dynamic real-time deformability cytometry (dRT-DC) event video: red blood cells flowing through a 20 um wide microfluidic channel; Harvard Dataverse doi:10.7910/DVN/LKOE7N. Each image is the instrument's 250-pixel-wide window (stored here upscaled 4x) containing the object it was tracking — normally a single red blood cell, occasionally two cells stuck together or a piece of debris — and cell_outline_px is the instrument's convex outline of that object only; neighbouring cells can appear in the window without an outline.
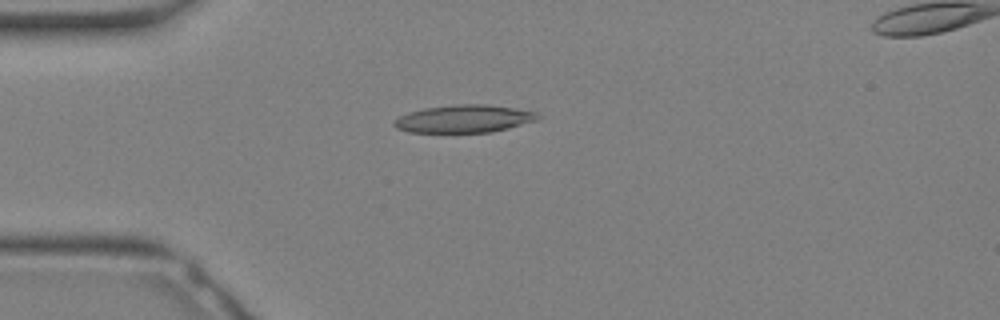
{"species": "Egyptian fruit bat (a non-hibernating species)", "species_latin": "Rousettus aegyptiacus", "temperature_condition": "warm", "stored_images_in_passage": 26, "segment_of_instrument_passage": [1, 2], "camera_frame_rate_fps": 3000, "um_per_image_px": 0.085, "animal": {"sex": "female"}, "frame": {"image": 1, "passage_image": 1, "time_ms": 0.0, "image_size_px": [1000, 320], "cell_outline_px": [[540, 116], [536, 120], [508, 128], [492, 132], [408, 132], [396, 128], [392, 124], [392, 120], [408, 112], [424, 108], [456, 104], [484, 104], [512, 108], [536, 112]], "centroid_in_image_um": [39.38, 10.1], "position_along_channel_um": 45.6, "area_um2": 23.06}}
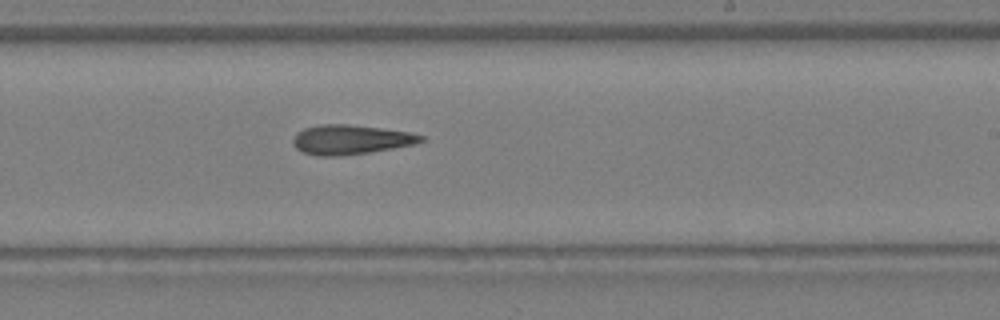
{"frame": {"image": 2, "passage_image": 12, "time_ms": 3.667, "image_size_px": [1000, 320], "cell_outline_px": [[428, 140], [416, 144], [368, 152], [340, 156], [320, 156], [304, 152], [296, 148], [292, 144], [292, 140], [296, 132], [304, 128], [320, 124], [348, 124], [412, 132], [424, 136]], "centroid_in_image_um": [29.83, 11.86], "position_along_channel_um": 259.2, "area_um2": 22.14}}
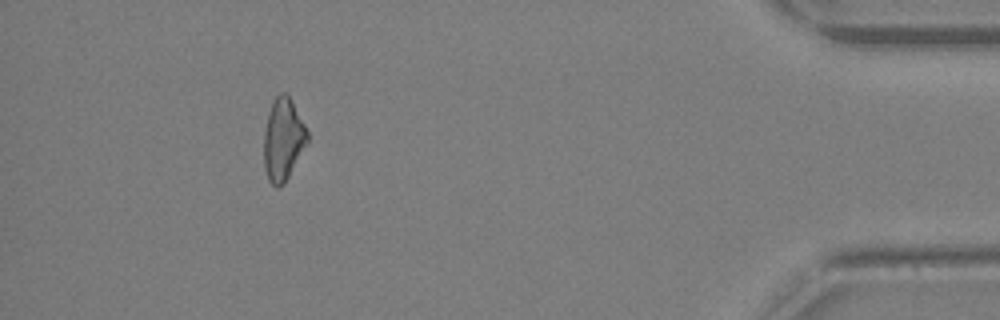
{"frame": {"image": 3, "passage_image": 22, "time_ms": 7.0, "image_size_px": [1000, 320], "cell_outline_px": [[308, 140], [284, 184], [276, 188], [268, 180], [264, 168], [264, 132], [268, 112], [276, 96], [280, 92], [284, 92], [288, 96], [304, 124], [308, 132]], "centroid_in_image_um": [24.04, 11.88], "position_along_channel_um": 411.2, "area_um2": 20.46}}